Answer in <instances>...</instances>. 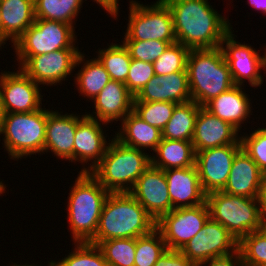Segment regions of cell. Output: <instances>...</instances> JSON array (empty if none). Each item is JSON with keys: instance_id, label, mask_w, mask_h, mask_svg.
<instances>
[{"instance_id": "cell-36", "label": "cell", "mask_w": 266, "mask_h": 266, "mask_svg": "<svg viewBox=\"0 0 266 266\" xmlns=\"http://www.w3.org/2000/svg\"><path fill=\"white\" fill-rule=\"evenodd\" d=\"M190 50L181 43L170 44L158 59L154 61V73L157 76L168 75L179 71H187V59Z\"/></svg>"}, {"instance_id": "cell-34", "label": "cell", "mask_w": 266, "mask_h": 266, "mask_svg": "<svg viewBox=\"0 0 266 266\" xmlns=\"http://www.w3.org/2000/svg\"><path fill=\"white\" fill-rule=\"evenodd\" d=\"M75 248L62 260H51L50 266H108L99 247L90 242H74Z\"/></svg>"}, {"instance_id": "cell-41", "label": "cell", "mask_w": 266, "mask_h": 266, "mask_svg": "<svg viewBox=\"0 0 266 266\" xmlns=\"http://www.w3.org/2000/svg\"><path fill=\"white\" fill-rule=\"evenodd\" d=\"M154 266H196L179 250H166Z\"/></svg>"}, {"instance_id": "cell-32", "label": "cell", "mask_w": 266, "mask_h": 266, "mask_svg": "<svg viewBox=\"0 0 266 266\" xmlns=\"http://www.w3.org/2000/svg\"><path fill=\"white\" fill-rule=\"evenodd\" d=\"M97 246L108 266H134L136 238L104 240Z\"/></svg>"}, {"instance_id": "cell-51", "label": "cell", "mask_w": 266, "mask_h": 266, "mask_svg": "<svg viewBox=\"0 0 266 266\" xmlns=\"http://www.w3.org/2000/svg\"><path fill=\"white\" fill-rule=\"evenodd\" d=\"M266 124V123H265ZM266 126V125H265ZM263 132H265L266 133V127L264 128V127H262V128H260Z\"/></svg>"}, {"instance_id": "cell-47", "label": "cell", "mask_w": 266, "mask_h": 266, "mask_svg": "<svg viewBox=\"0 0 266 266\" xmlns=\"http://www.w3.org/2000/svg\"><path fill=\"white\" fill-rule=\"evenodd\" d=\"M1 17V16H0ZM9 39L3 34V26L0 18V41L4 44H6Z\"/></svg>"}, {"instance_id": "cell-35", "label": "cell", "mask_w": 266, "mask_h": 266, "mask_svg": "<svg viewBox=\"0 0 266 266\" xmlns=\"http://www.w3.org/2000/svg\"><path fill=\"white\" fill-rule=\"evenodd\" d=\"M243 266H266V225L250 232L238 243Z\"/></svg>"}, {"instance_id": "cell-2", "label": "cell", "mask_w": 266, "mask_h": 266, "mask_svg": "<svg viewBox=\"0 0 266 266\" xmlns=\"http://www.w3.org/2000/svg\"><path fill=\"white\" fill-rule=\"evenodd\" d=\"M154 228L155 220L129 192L109 193L95 236L89 242L98 245L104 240L137 238Z\"/></svg>"}, {"instance_id": "cell-44", "label": "cell", "mask_w": 266, "mask_h": 266, "mask_svg": "<svg viewBox=\"0 0 266 266\" xmlns=\"http://www.w3.org/2000/svg\"><path fill=\"white\" fill-rule=\"evenodd\" d=\"M258 203L263 216L266 218V172L262 175V180L260 184Z\"/></svg>"}, {"instance_id": "cell-12", "label": "cell", "mask_w": 266, "mask_h": 266, "mask_svg": "<svg viewBox=\"0 0 266 266\" xmlns=\"http://www.w3.org/2000/svg\"><path fill=\"white\" fill-rule=\"evenodd\" d=\"M233 32L234 30H231L225 36L220 46L228 64L233 83L243 86L244 82L248 80V85L251 87H260L264 82V77L261 74V71H264V55H261L251 45L236 41V35Z\"/></svg>"}, {"instance_id": "cell-9", "label": "cell", "mask_w": 266, "mask_h": 266, "mask_svg": "<svg viewBox=\"0 0 266 266\" xmlns=\"http://www.w3.org/2000/svg\"><path fill=\"white\" fill-rule=\"evenodd\" d=\"M73 25L53 20L35 19L13 43L16 56H38L61 49H78Z\"/></svg>"}, {"instance_id": "cell-1", "label": "cell", "mask_w": 266, "mask_h": 266, "mask_svg": "<svg viewBox=\"0 0 266 266\" xmlns=\"http://www.w3.org/2000/svg\"><path fill=\"white\" fill-rule=\"evenodd\" d=\"M170 9L176 41L192 49H213L232 30L228 17L208 0H162Z\"/></svg>"}, {"instance_id": "cell-18", "label": "cell", "mask_w": 266, "mask_h": 266, "mask_svg": "<svg viewBox=\"0 0 266 266\" xmlns=\"http://www.w3.org/2000/svg\"><path fill=\"white\" fill-rule=\"evenodd\" d=\"M59 112L47 109L46 138L44 154L48 151L53 155L74 162V137L78 122L86 115ZM81 116V117H80ZM71 160V161H70Z\"/></svg>"}, {"instance_id": "cell-15", "label": "cell", "mask_w": 266, "mask_h": 266, "mask_svg": "<svg viewBox=\"0 0 266 266\" xmlns=\"http://www.w3.org/2000/svg\"><path fill=\"white\" fill-rule=\"evenodd\" d=\"M242 144H228L195 152V166L203 191H221L228 180L236 153Z\"/></svg>"}, {"instance_id": "cell-25", "label": "cell", "mask_w": 266, "mask_h": 266, "mask_svg": "<svg viewBox=\"0 0 266 266\" xmlns=\"http://www.w3.org/2000/svg\"><path fill=\"white\" fill-rule=\"evenodd\" d=\"M114 137L126 146L145 151L150 149L154 152L162 140V131L131 111L121 121V129Z\"/></svg>"}, {"instance_id": "cell-13", "label": "cell", "mask_w": 266, "mask_h": 266, "mask_svg": "<svg viewBox=\"0 0 266 266\" xmlns=\"http://www.w3.org/2000/svg\"><path fill=\"white\" fill-rule=\"evenodd\" d=\"M238 243L224 226L209 217L202 229L180 251L197 266L236 252Z\"/></svg>"}, {"instance_id": "cell-50", "label": "cell", "mask_w": 266, "mask_h": 266, "mask_svg": "<svg viewBox=\"0 0 266 266\" xmlns=\"http://www.w3.org/2000/svg\"><path fill=\"white\" fill-rule=\"evenodd\" d=\"M48 265L50 266V262L48 261ZM11 266V265H10ZM12 266H36L34 263L33 264H30V265H27V263L24 265H17L16 263H14ZM37 266H39V265H37Z\"/></svg>"}, {"instance_id": "cell-31", "label": "cell", "mask_w": 266, "mask_h": 266, "mask_svg": "<svg viewBox=\"0 0 266 266\" xmlns=\"http://www.w3.org/2000/svg\"><path fill=\"white\" fill-rule=\"evenodd\" d=\"M109 44L107 43L108 48L96 51L97 58L109 73L111 80L126 83L131 63L130 53L122 42Z\"/></svg>"}, {"instance_id": "cell-4", "label": "cell", "mask_w": 266, "mask_h": 266, "mask_svg": "<svg viewBox=\"0 0 266 266\" xmlns=\"http://www.w3.org/2000/svg\"><path fill=\"white\" fill-rule=\"evenodd\" d=\"M67 218L74 242H89L98 228L104 202L109 195L89 172H78L71 186Z\"/></svg>"}, {"instance_id": "cell-6", "label": "cell", "mask_w": 266, "mask_h": 266, "mask_svg": "<svg viewBox=\"0 0 266 266\" xmlns=\"http://www.w3.org/2000/svg\"><path fill=\"white\" fill-rule=\"evenodd\" d=\"M206 203L210 217L224 226L238 242L266 225L257 198L213 191L206 194Z\"/></svg>"}, {"instance_id": "cell-10", "label": "cell", "mask_w": 266, "mask_h": 266, "mask_svg": "<svg viewBox=\"0 0 266 266\" xmlns=\"http://www.w3.org/2000/svg\"><path fill=\"white\" fill-rule=\"evenodd\" d=\"M79 49H61L38 56H16L19 68L39 85L52 86L68 80L73 73Z\"/></svg>"}, {"instance_id": "cell-42", "label": "cell", "mask_w": 266, "mask_h": 266, "mask_svg": "<svg viewBox=\"0 0 266 266\" xmlns=\"http://www.w3.org/2000/svg\"><path fill=\"white\" fill-rule=\"evenodd\" d=\"M197 266H243L239 249L229 255L215 257Z\"/></svg>"}, {"instance_id": "cell-11", "label": "cell", "mask_w": 266, "mask_h": 266, "mask_svg": "<svg viewBox=\"0 0 266 266\" xmlns=\"http://www.w3.org/2000/svg\"><path fill=\"white\" fill-rule=\"evenodd\" d=\"M210 212L207 203L173 209L164 214L156 228L161 232L168 250H181L204 226Z\"/></svg>"}, {"instance_id": "cell-26", "label": "cell", "mask_w": 266, "mask_h": 266, "mask_svg": "<svg viewBox=\"0 0 266 266\" xmlns=\"http://www.w3.org/2000/svg\"><path fill=\"white\" fill-rule=\"evenodd\" d=\"M3 34L13 44L35 21L34 0H0Z\"/></svg>"}, {"instance_id": "cell-22", "label": "cell", "mask_w": 266, "mask_h": 266, "mask_svg": "<svg viewBox=\"0 0 266 266\" xmlns=\"http://www.w3.org/2000/svg\"><path fill=\"white\" fill-rule=\"evenodd\" d=\"M173 209L194 207L206 202L196 166L164 170Z\"/></svg>"}, {"instance_id": "cell-7", "label": "cell", "mask_w": 266, "mask_h": 266, "mask_svg": "<svg viewBox=\"0 0 266 266\" xmlns=\"http://www.w3.org/2000/svg\"><path fill=\"white\" fill-rule=\"evenodd\" d=\"M47 109L34 112L6 113L1 134L2 145L10 159L20 160L31 155L44 154ZM20 158V159H19Z\"/></svg>"}, {"instance_id": "cell-39", "label": "cell", "mask_w": 266, "mask_h": 266, "mask_svg": "<svg viewBox=\"0 0 266 266\" xmlns=\"http://www.w3.org/2000/svg\"><path fill=\"white\" fill-rule=\"evenodd\" d=\"M242 149L254 160L260 170L266 172V133L260 127L250 135L240 137Z\"/></svg>"}, {"instance_id": "cell-3", "label": "cell", "mask_w": 266, "mask_h": 266, "mask_svg": "<svg viewBox=\"0 0 266 266\" xmlns=\"http://www.w3.org/2000/svg\"><path fill=\"white\" fill-rule=\"evenodd\" d=\"M111 139L101 161L89 172L110 193L129 192L151 166V155Z\"/></svg>"}, {"instance_id": "cell-43", "label": "cell", "mask_w": 266, "mask_h": 266, "mask_svg": "<svg viewBox=\"0 0 266 266\" xmlns=\"http://www.w3.org/2000/svg\"><path fill=\"white\" fill-rule=\"evenodd\" d=\"M100 7H102L106 13L111 15V18H116L119 15L118 0H94Z\"/></svg>"}, {"instance_id": "cell-49", "label": "cell", "mask_w": 266, "mask_h": 266, "mask_svg": "<svg viewBox=\"0 0 266 266\" xmlns=\"http://www.w3.org/2000/svg\"><path fill=\"white\" fill-rule=\"evenodd\" d=\"M265 47H266V45H265ZM262 50H266V48L265 49H262ZM264 74H266V51L264 52V72H263Z\"/></svg>"}, {"instance_id": "cell-5", "label": "cell", "mask_w": 266, "mask_h": 266, "mask_svg": "<svg viewBox=\"0 0 266 266\" xmlns=\"http://www.w3.org/2000/svg\"><path fill=\"white\" fill-rule=\"evenodd\" d=\"M186 70L191 99L200 107L235 86L221 47L190 50Z\"/></svg>"}, {"instance_id": "cell-19", "label": "cell", "mask_w": 266, "mask_h": 266, "mask_svg": "<svg viewBox=\"0 0 266 266\" xmlns=\"http://www.w3.org/2000/svg\"><path fill=\"white\" fill-rule=\"evenodd\" d=\"M239 131L204 107L198 111L192 144L195 152L228 144H241Z\"/></svg>"}, {"instance_id": "cell-14", "label": "cell", "mask_w": 266, "mask_h": 266, "mask_svg": "<svg viewBox=\"0 0 266 266\" xmlns=\"http://www.w3.org/2000/svg\"><path fill=\"white\" fill-rule=\"evenodd\" d=\"M0 96L6 113L34 112L42 108L40 85L19 68L16 72L1 71Z\"/></svg>"}, {"instance_id": "cell-37", "label": "cell", "mask_w": 266, "mask_h": 266, "mask_svg": "<svg viewBox=\"0 0 266 266\" xmlns=\"http://www.w3.org/2000/svg\"><path fill=\"white\" fill-rule=\"evenodd\" d=\"M176 105L174 102L134 101L133 111L145 122L162 131L170 120Z\"/></svg>"}, {"instance_id": "cell-24", "label": "cell", "mask_w": 266, "mask_h": 266, "mask_svg": "<svg viewBox=\"0 0 266 266\" xmlns=\"http://www.w3.org/2000/svg\"><path fill=\"white\" fill-rule=\"evenodd\" d=\"M243 89L244 86L235 85L204 106L212 115L229 122L240 133L241 124H244V121L250 118L249 115H252L251 100Z\"/></svg>"}, {"instance_id": "cell-52", "label": "cell", "mask_w": 266, "mask_h": 266, "mask_svg": "<svg viewBox=\"0 0 266 266\" xmlns=\"http://www.w3.org/2000/svg\"><path fill=\"white\" fill-rule=\"evenodd\" d=\"M2 45H3V47H4V43H2L1 41H0V48L2 49Z\"/></svg>"}, {"instance_id": "cell-48", "label": "cell", "mask_w": 266, "mask_h": 266, "mask_svg": "<svg viewBox=\"0 0 266 266\" xmlns=\"http://www.w3.org/2000/svg\"><path fill=\"white\" fill-rule=\"evenodd\" d=\"M6 185L3 184V182L0 180V196L1 194H4L6 192Z\"/></svg>"}, {"instance_id": "cell-21", "label": "cell", "mask_w": 266, "mask_h": 266, "mask_svg": "<svg viewBox=\"0 0 266 266\" xmlns=\"http://www.w3.org/2000/svg\"><path fill=\"white\" fill-rule=\"evenodd\" d=\"M134 96L125 83L110 80L95 97L93 114L86 115L106 124L122 121L134 107Z\"/></svg>"}, {"instance_id": "cell-38", "label": "cell", "mask_w": 266, "mask_h": 266, "mask_svg": "<svg viewBox=\"0 0 266 266\" xmlns=\"http://www.w3.org/2000/svg\"><path fill=\"white\" fill-rule=\"evenodd\" d=\"M128 49L131 59L154 63L159 56L165 52L170 45L167 41H121Z\"/></svg>"}, {"instance_id": "cell-29", "label": "cell", "mask_w": 266, "mask_h": 266, "mask_svg": "<svg viewBox=\"0 0 266 266\" xmlns=\"http://www.w3.org/2000/svg\"><path fill=\"white\" fill-rule=\"evenodd\" d=\"M200 108L194 101L177 104L170 120L162 130V138L192 141Z\"/></svg>"}, {"instance_id": "cell-30", "label": "cell", "mask_w": 266, "mask_h": 266, "mask_svg": "<svg viewBox=\"0 0 266 266\" xmlns=\"http://www.w3.org/2000/svg\"><path fill=\"white\" fill-rule=\"evenodd\" d=\"M84 0H34L35 19L60 21L75 25Z\"/></svg>"}, {"instance_id": "cell-8", "label": "cell", "mask_w": 266, "mask_h": 266, "mask_svg": "<svg viewBox=\"0 0 266 266\" xmlns=\"http://www.w3.org/2000/svg\"><path fill=\"white\" fill-rule=\"evenodd\" d=\"M138 2L130 0L129 19L122 41L160 40L170 44L177 42L169 7L162 0L151 5Z\"/></svg>"}, {"instance_id": "cell-46", "label": "cell", "mask_w": 266, "mask_h": 266, "mask_svg": "<svg viewBox=\"0 0 266 266\" xmlns=\"http://www.w3.org/2000/svg\"><path fill=\"white\" fill-rule=\"evenodd\" d=\"M4 115H5V112L3 109V103L1 101V96H0V135H1L2 128H3Z\"/></svg>"}, {"instance_id": "cell-40", "label": "cell", "mask_w": 266, "mask_h": 266, "mask_svg": "<svg viewBox=\"0 0 266 266\" xmlns=\"http://www.w3.org/2000/svg\"><path fill=\"white\" fill-rule=\"evenodd\" d=\"M154 75L152 63L131 59L125 85L128 91L135 97Z\"/></svg>"}, {"instance_id": "cell-23", "label": "cell", "mask_w": 266, "mask_h": 266, "mask_svg": "<svg viewBox=\"0 0 266 266\" xmlns=\"http://www.w3.org/2000/svg\"><path fill=\"white\" fill-rule=\"evenodd\" d=\"M263 172L241 148L235 155L225 187V193L247 198H258Z\"/></svg>"}, {"instance_id": "cell-27", "label": "cell", "mask_w": 266, "mask_h": 266, "mask_svg": "<svg viewBox=\"0 0 266 266\" xmlns=\"http://www.w3.org/2000/svg\"><path fill=\"white\" fill-rule=\"evenodd\" d=\"M154 153L151 156V165L158 169H178L195 165V151L191 141L162 138Z\"/></svg>"}, {"instance_id": "cell-16", "label": "cell", "mask_w": 266, "mask_h": 266, "mask_svg": "<svg viewBox=\"0 0 266 266\" xmlns=\"http://www.w3.org/2000/svg\"><path fill=\"white\" fill-rule=\"evenodd\" d=\"M129 193L155 222L173 210L164 170L152 165L138 178Z\"/></svg>"}, {"instance_id": "cell-33", "label": "cell", "mask_w": 266, "mask_h": 266, "mask_svg": "<svg viewBox=\"0 0 266 266\" xmlns=\"http://www.w3.org/2000/svg\"><path fill=\"white\" fill-rule=\"evenodd\" d=\"M166 250L161 232L154 228L149 234L136 238L134 266H154Z\"/></svg>"}, {"instance_id": "cell-45", "label": "cell", "mask_w": 266, "mask_h": 266, "mask_svg": "<svg viewBox=\"0 0 266 266\" xmlns=\"http://www.w3.org/2000/svg\"><path fill=\"white\" fill-rule=\"evenodd\" d=\"M247 4H250L253 9L261 11L266 15V0H248Z\"/></svg>"}, {"instance_id": "cell-17", "label": "cell", "mask_w": 266, "mask_h": 266, "mask_svg": "<svg viewBox=\"0 0 266 266\" xmlns=\"http://www.w3.org/2000/svg\"><path fill=\"white\" fill-rule=\"evenodd\" d=\"M101 124L108 125L87 115L77 124L74 137V162L80 161L83 166L84 163L91 162L88 163V168L84 167L79 172H90L106 153L111 140H106L107 136Z\"/></svg>"}, {"instance_id": "cell-28", "label": "cell", "mask_w": 266, "mask_h": 266, "mask_svg": "<svg viewBox=\"0 0 266 266\" xmlns=\"http://www.w3.org/2000/svg\"><path fill=\"white\" fill-rule=\"evenodd\" d=\"M84 55L80 52L77 57L75 67H79L82 63L83 66L76 73L74 81L76 80L75 84L79 91L78 93L87 97V100L89 98L92 101L111 79L109 73L97 57L87 60Z\"/></svg>"}, {"instance_id": "cell-20", "label": "cell", "mask_w": 266, "mask_h": 266, "mask_svg": "<svg viewBox=\"0 0 266 266\" xmlns=\"http://www.w3.org/2000/svg\"><path fill=\"white\" fill-rule=\"evenodd\" d=\"M134 101L174 102L176 104L192 101L187 71L154 75L135 96Z\"/></svg>"}]
</instances>
